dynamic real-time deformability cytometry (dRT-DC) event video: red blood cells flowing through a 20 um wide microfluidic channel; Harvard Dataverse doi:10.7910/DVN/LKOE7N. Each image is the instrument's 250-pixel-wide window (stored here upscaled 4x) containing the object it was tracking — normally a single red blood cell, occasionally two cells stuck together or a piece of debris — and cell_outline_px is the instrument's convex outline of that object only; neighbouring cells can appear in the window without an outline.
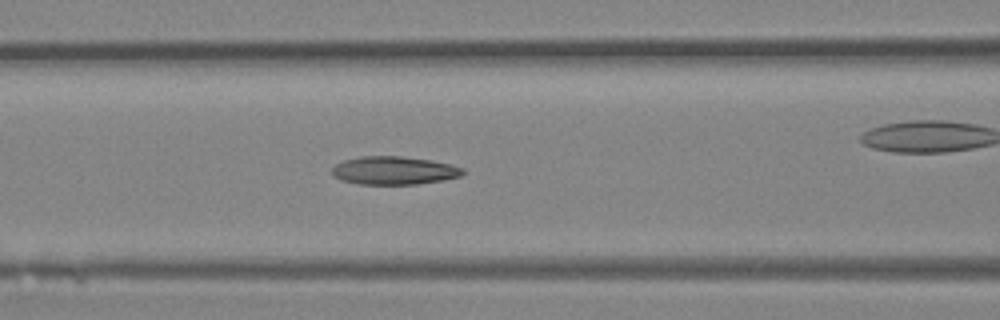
{"species": "Egyptian fruit bat (a non-hibernating species)", "species_latin": "Rousettus aegyptiacus", "temperature_condition": "room temperature", "stored_images_in_passage": 29, "camera_frame_rate_fps": 3000, "um_per_image_px": 0.085, "animal": {"sex": "female"}, "frame": {"image": 1, "passage_image": 5, "time_ms": 1.333, "image_size_px": [1000, 320], "cell_outline_px": [[468, 172], [460, 176], [444, 180], [416, 184], [360, 184], [340, 180], [332, 176], [332, 168], [336, 164], [344, 160], [360, 156], [400, 156], [432, 160], [464, 168]], "centroid_in_image_um": [33.49, 14.49], "position_along_channel_um": 133.1, "area_um2": 21.62}}
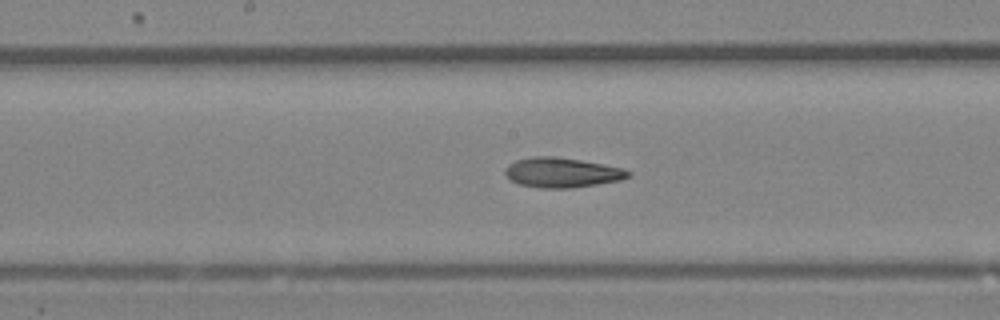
{"frame": {"image": 2, "passage_image": 9, "time_ms": 2.667, "image_size_px": [1000, 320], "cell_outline_px": [[632, 176], [620, 180], [572, 188], [540, 188], [520, 184], [512, 180], [504, 172], [504, 168], [508, 164], [516, 160], [532, 156], [556, 156], [580, 160], [620, 168], [632, 172]], "centroid_in_image_um": [47.74, 14.66], "position_along_channel_um": 200.5, "area_um2": 21.27}}
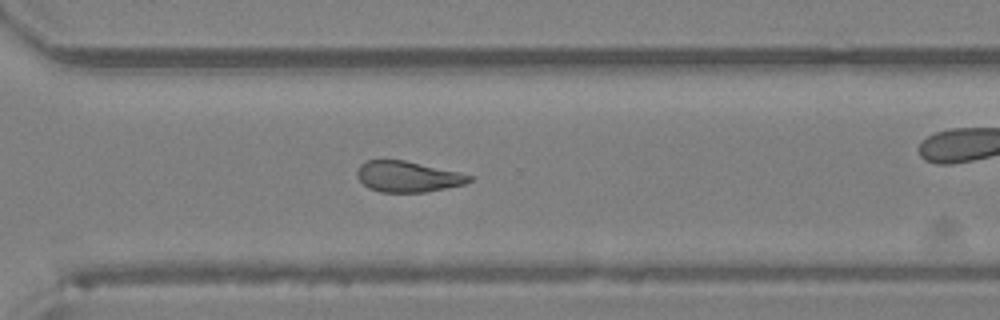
{"frame": {"image": 3, "passage_image": 17, "time_ms": 5.333, "image_size_px": [1000, 320], "cell_outline_px": [[472, 180], [464, 184], [428, 192], [380, 192], [368, 188], [356, 176], [356, 172], [360, 164], [368, 160], [404, 160], [460, 172], [472, 176]], "centroid_in_image_um": [34.65, 15.01], "position_along_channel_um": 336.0, "area_um2": 20.17}}